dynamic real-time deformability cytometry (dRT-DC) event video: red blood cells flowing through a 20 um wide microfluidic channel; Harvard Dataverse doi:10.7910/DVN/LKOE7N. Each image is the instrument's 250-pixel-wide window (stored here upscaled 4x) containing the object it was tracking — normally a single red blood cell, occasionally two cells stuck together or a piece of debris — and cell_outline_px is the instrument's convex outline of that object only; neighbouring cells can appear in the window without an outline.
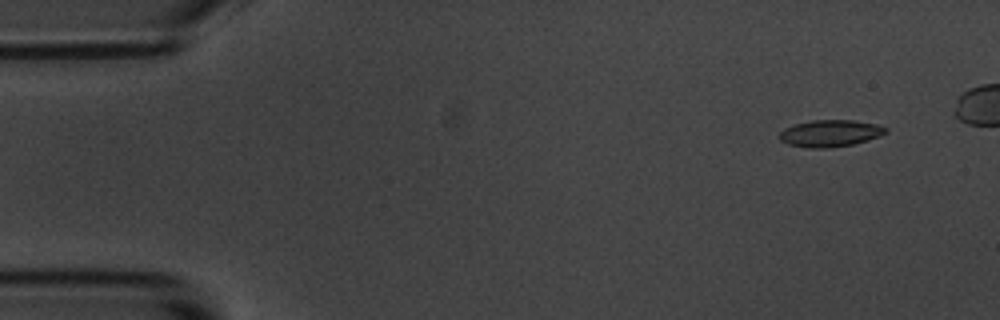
{"species": "common noctule bat (a hibernating species)", "species_latin": "Nyctalus noctula", "temperature_condition": "room temperature", "stored_images_in_passage": 8, "camera_frame_rate_fps": 3000, "um_per_image_px": 0.085, "animal": {"sex": "male", "body_mass_g": 20.1, "forearm_length_mm": 53.5}, "frame": {"image": 1, "passage_image": 2, "time_ms": 1.333, "image_size_px": [1000, 320], "cell_outline_px": [[888, 132], [868, 140], [852, 144], [832, 148], [808, 148], [788, 144], [780, 140], [780, 132], [784, 128], [796, 124], [812, 120], [852, 120], [876, 124], [888, 128]], "centroid_in_image_um": [70.57, 11.33], "position_along_channel_um": 14.4, "area_um2": 16.59}}